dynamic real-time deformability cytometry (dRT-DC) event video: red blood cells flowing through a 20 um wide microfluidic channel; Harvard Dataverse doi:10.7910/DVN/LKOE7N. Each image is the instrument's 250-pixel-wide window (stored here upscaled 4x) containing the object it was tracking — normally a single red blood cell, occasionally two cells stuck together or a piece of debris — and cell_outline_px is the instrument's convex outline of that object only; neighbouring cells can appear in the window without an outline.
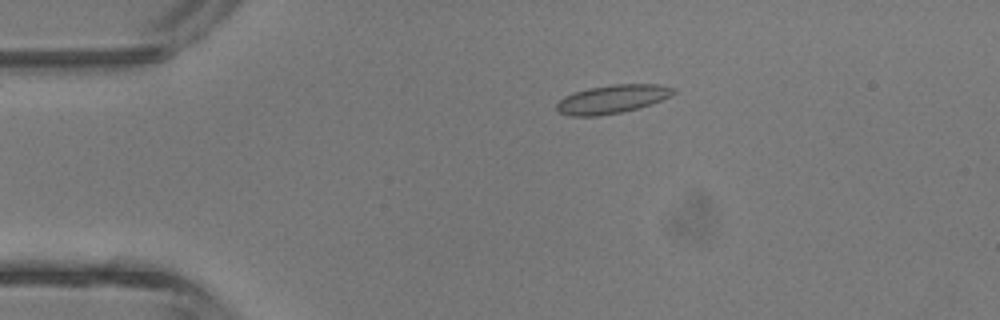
{"species": "common noctule bat (a hibernating species)", "species_latin": "Nyctalus noctula", "temperature_condition": "room temperature", "stored_images_in_passage": 4, "camera_frame_rate_fps": 3000, "um_per_image_px": 0.085, "animal": {"sex": "male", "body_mass_g": 13.3}, "frame": {"image": 1, "passage_image": 3, "time_ms": 2.333, "image_size_px": [1000, 320], "cell_outline_px": [[676, 92], [672, 96], [652, 104], [640, 108], [620, 112], [596, 116], [568, 116], [560, 112], [556, 108], [556, 104], [564, 96], [588, 88], [612, 84], [660, 84], [676, 88]], "centroid_in_image_um": [52.09, 8.42], "position_along_channel_um": 32.9, "area_um2": 19.54}}